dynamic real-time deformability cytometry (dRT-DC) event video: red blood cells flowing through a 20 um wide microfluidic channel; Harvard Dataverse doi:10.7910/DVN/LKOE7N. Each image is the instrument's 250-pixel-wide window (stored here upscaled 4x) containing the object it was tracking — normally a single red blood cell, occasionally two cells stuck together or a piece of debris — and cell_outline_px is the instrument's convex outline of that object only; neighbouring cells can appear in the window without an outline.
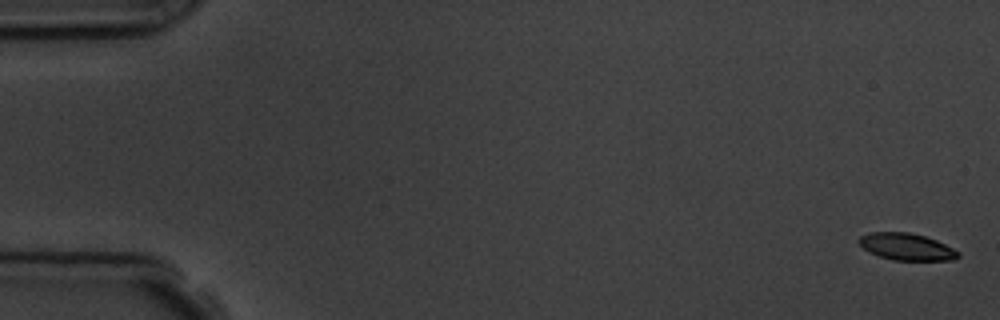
{"species": "common noctule bat (a hibernating species)", "species_latin": "Nyctalus noctula", "temperature_condition": "room temperature", "stored_images_in_passage": 5, "segment_of_instrument_passage": [2, 2], "camera_frame_rate_fps": 3000, "um_per_image_px": 0.085, "animal": {"sex": "male", "body_mass_g": 19.5, "forearm_length_mm": 54.6}, "frame": {"image": 1, "passage_image": 5, "time_ms": 6.333, "image_size_px": [1000, 320], "cell_outline_px": [[960, 256], [956, 260], [892, 260], [868, 252], [856, 240], [860, 236], [868, 232], [908, 232], [924, 236], [936, 240], [960, 252]], "centroid_in_image_um": [77.04, 20.97], "position_along_channel_um": 8.0, "area_um2": 15.61}}